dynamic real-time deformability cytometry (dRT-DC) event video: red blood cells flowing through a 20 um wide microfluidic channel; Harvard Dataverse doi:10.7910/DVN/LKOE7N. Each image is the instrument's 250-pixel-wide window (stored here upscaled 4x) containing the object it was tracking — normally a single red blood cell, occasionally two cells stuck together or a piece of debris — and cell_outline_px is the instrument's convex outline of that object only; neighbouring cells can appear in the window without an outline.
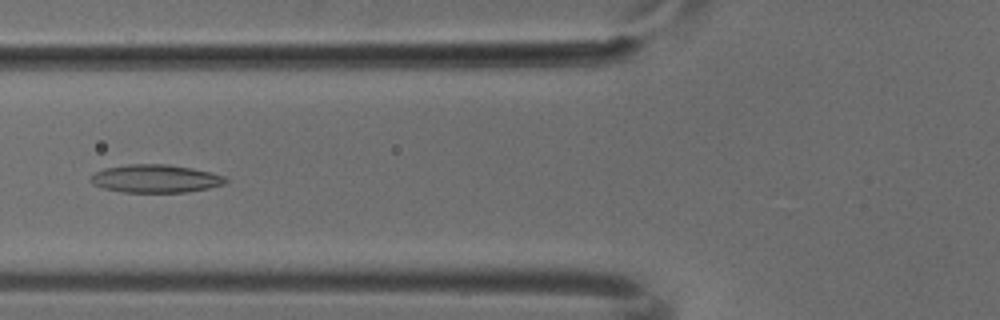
{"species": "common noctule bat (a hibernating species)", "species_latin": "Nyctalus noctula", "temperature_condition": "cold", "stored_images_in_passage": 7, "camera_frame_rate_fps": 3000, "um_per_image_px": 0.085, "animal": {"sex": "male", "body_mass_g": 18.8}, "frame": {"image": 1, "passage_image": 7, "time_ms": 2.0, "image_size_px": [1000, 320], "cell_outline_px": [[228, 180], [224, 184], [208, 188], [184, 192], [124, 192], [104, 188], [92, 184], [88, 180], [88, 176], [104, 168], [128, 164], [168, 164], [192, 168], [224, 176]], "centroid_in_image_um": [13.16, 15.18], "position_along_channel_um": 112.6, "area_um2": 22.02}}